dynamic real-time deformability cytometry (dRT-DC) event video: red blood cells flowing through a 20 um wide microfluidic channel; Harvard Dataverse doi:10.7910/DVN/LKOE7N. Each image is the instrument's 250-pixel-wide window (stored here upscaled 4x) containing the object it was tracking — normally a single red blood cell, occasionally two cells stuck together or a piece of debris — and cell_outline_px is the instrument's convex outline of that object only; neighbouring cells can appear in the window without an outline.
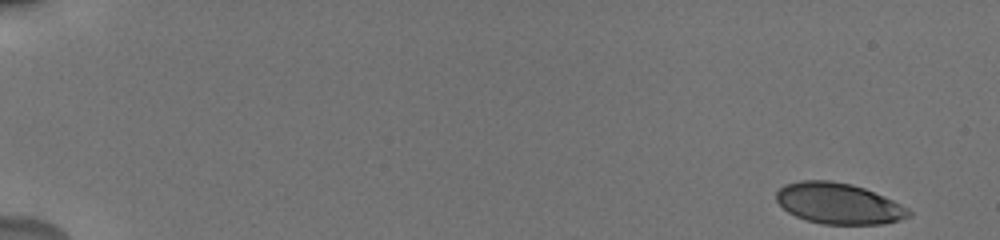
{"species": "human", "species_latin": "Homo sapiens", "temperature_condition": "cold", "stored_images_in_passage": 12, "camera_frame_rate_fps": 3000, "um_per_image_px": 0.085, "donor": {"sex": "male"}, "frame": {"image": 1, "passage_image": 1, "time_ms": 0.0, "image_size_px": [1000, 240], "cell_outline_px": [[912, 212], [908, 216], [900, 220], [880, 224], [824, 224], [808, 220], [796, 216], [788, 212], [776, 200], [776, 192], [784, 184], [800, 180], [832, 180], [852, 184], [864, 188], [884, 196], [908, 208]], "centroid_in_image_um": [71.26, 17.28], "position_along_channel_um": 13.7, "area_um2": 31.5}}
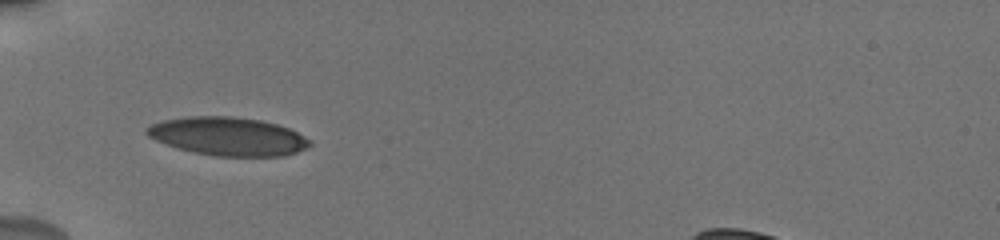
{"frame": {"image": 2, "passage_image": 9, "time_ms": 5.667, "image_size_px": [1000, 240], "cell_outline_px": [[312, 144], [308, 148], [284, 156], [216, 156], [192, 152], [156, 140], [148, 136], [144, 132], [144, 128], [152, 124], [164, 120], [188, 116], [232, 116], [260, 120], [276, 124], [288, 128], [312, 140]], "centroid_in_image_um": [19.39, 11.59], "position_along_channel_um": 65.6, "area_um2": 36.41}}
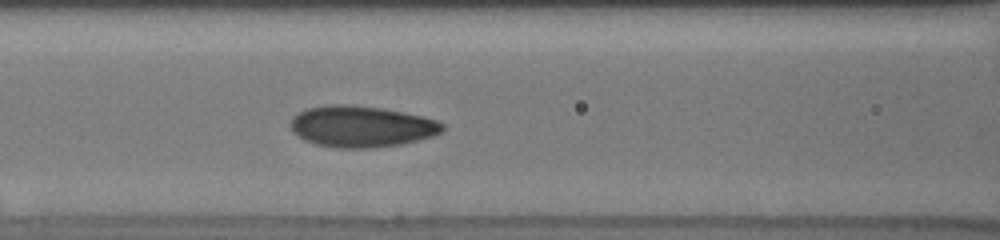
{"frame": {"image": 3, "passage_image": 12, "time_ms": 7.667, "image_size_px": [1000, 240], "cell_outline_px": [[444, 128], [440, 132], [432, 136], [400, 144], [368, 148], [340, 148], [316, 144], [304, 140], [292, 132], [292, 116], [304, 108], [328, 104], [348, 104], [384, 108], [404, 112], [436, 120], [444, 124]], "centroid_in_image_um": [30.68, 10.73], "position_along_channel_um": 135.9, "area_um2": 36.53}}